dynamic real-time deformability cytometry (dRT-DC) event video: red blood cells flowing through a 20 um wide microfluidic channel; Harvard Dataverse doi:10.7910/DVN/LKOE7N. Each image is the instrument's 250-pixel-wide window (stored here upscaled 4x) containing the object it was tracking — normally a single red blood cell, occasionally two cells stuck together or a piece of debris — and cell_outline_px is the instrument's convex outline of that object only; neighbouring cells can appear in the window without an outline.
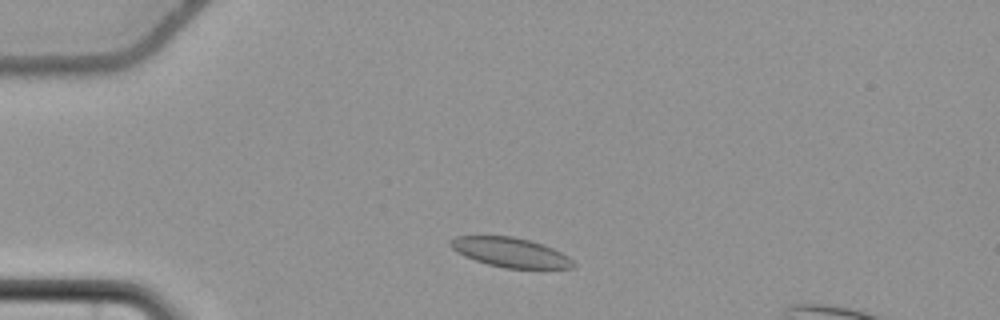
{"species": "common noctule bat (a hibernating species)", "species_latin": "Nyctalus noctula", "temperature_condition": "cold", "stored_images_in_passage": 50, "camera_frame_rate_fps": 3000, "um_per_image_px": 0.085, "animal": {"sex": "female", "body_mass_g": 22.7, "forearm_length_mm": 54.2}, "frame": {"image": 1, "passage_image": 6, "time_ms": 1.667, "image_size_px": [1000, 320], "cell_outline_px": [[576, 268], [504, 268], [488, 264], [464, 256], [456, 252], [448, 244], [456, 236], [512, 236], [528, 240], [552, 248], [568, 256], [576, 264]], "centroid_in_image_um": [43.38, 21.46], "position_along_channel_um": 41.6, "area_um2": 20.92}}
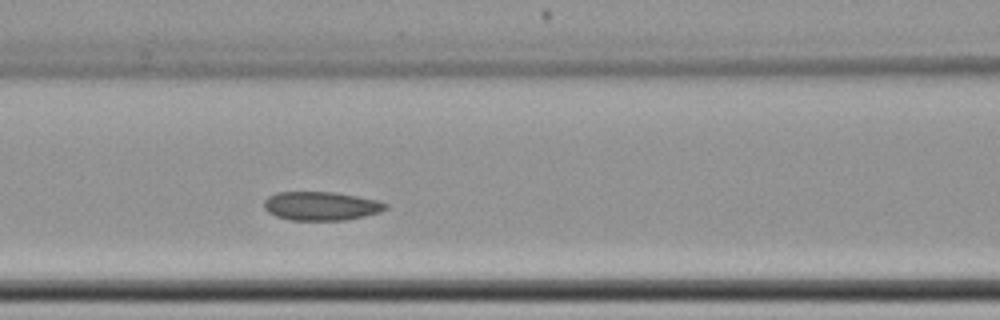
{"frame": {"image": 2, "passage_image": 17, "time_ms": 5.333, "image_size_px": [1000, 320], "cell_outline_px": [[388, 208], [380, 212], [364, 216], [344, 220], [288, 220], [276, 216], [268, 212], [264, 208], [264, 200], [268, 196], [276, 192], [336, 192], [376, 200], [388, 204]], "centroid_in_image_um": [27.27, 17.51], "position_along_channel_um": 139.3, "area_um2": 20.4}}
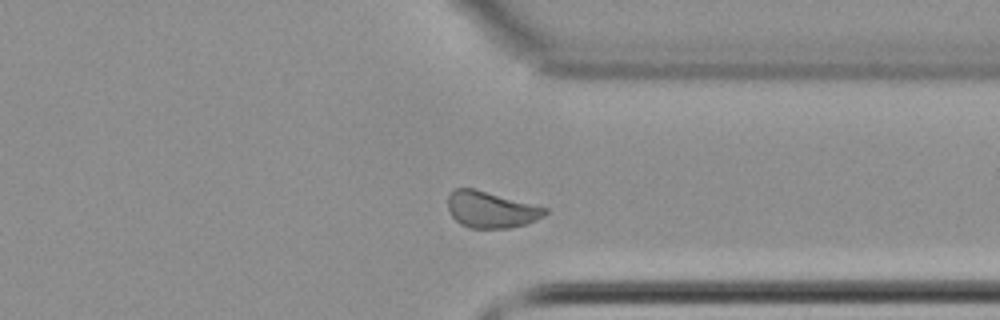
{"frame": {"image": 3, "passage_image": 36, "time_ms": 11.667, "image_size_px": [1000, 320], "cell_outline_px": [[548, 212], [544, 216], [528, 224], [508, 228], [468, 228], [460, 224], [452, 216], [448, 208], [448, 192], [452, 188], [472, 188], [548, 208]], "centroid_in_image_um": [41.72, 17.82], "position_along_channel_um": 369.7, "area_um2": 20.69}, "authors_computed_cell_mechanics": {"area_um2": 20.9525, "velocity_mm_per_s": 3.6352, "shape_relaxation_time_tau1_ms": null, "shape_relaxation_time_tau2_ms": 3.9536, "deformation_change_tau1": null, "deformation_change_tau2": 0.0828}}